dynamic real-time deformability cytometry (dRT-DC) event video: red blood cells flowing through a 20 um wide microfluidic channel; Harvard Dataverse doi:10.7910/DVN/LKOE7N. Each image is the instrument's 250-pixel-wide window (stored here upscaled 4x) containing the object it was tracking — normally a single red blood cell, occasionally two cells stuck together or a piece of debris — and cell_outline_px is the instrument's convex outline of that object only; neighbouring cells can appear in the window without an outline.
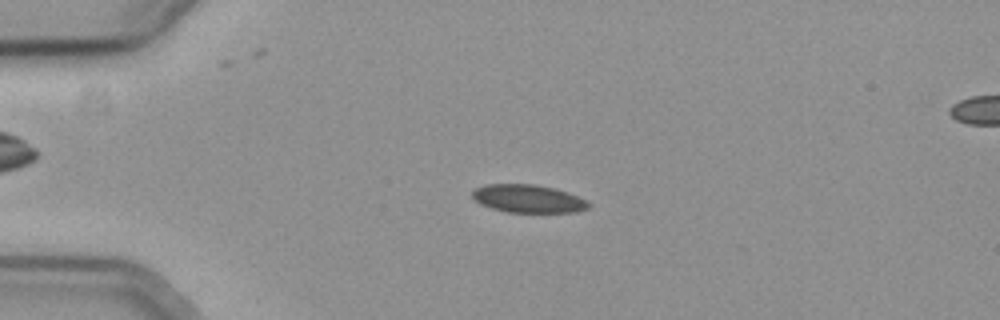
{"species": "common noctule bat (a hibernating species)", "species_latin": "Nyctalus noctula", "temperature_condition": "cold", "stored_images_in_passage": 20, "camera_frame_rate_fps": 3000, "um_per_image_px": 0.085, "animal": {"sex": "female", "body_mass_g": 19.3, "forearm_length_mm": 54.1}, "frame": {"image": 1, "passage_image": 14, "time_ms": 4.333, "image_size_px": [1000, 320], "cell_outline_px": [[592, 204], [588, 208], [576, 212], [508, 212], [492, 208], [480, 204], [472, 196], [472, 192], [476, 188], [484, 184], [536, 184], [556, 188], [568, 192]], "centroid_in_image_um": [44.89, 16.88], "position_along_channel_um": 40.1, "area_um2": 18.96}}